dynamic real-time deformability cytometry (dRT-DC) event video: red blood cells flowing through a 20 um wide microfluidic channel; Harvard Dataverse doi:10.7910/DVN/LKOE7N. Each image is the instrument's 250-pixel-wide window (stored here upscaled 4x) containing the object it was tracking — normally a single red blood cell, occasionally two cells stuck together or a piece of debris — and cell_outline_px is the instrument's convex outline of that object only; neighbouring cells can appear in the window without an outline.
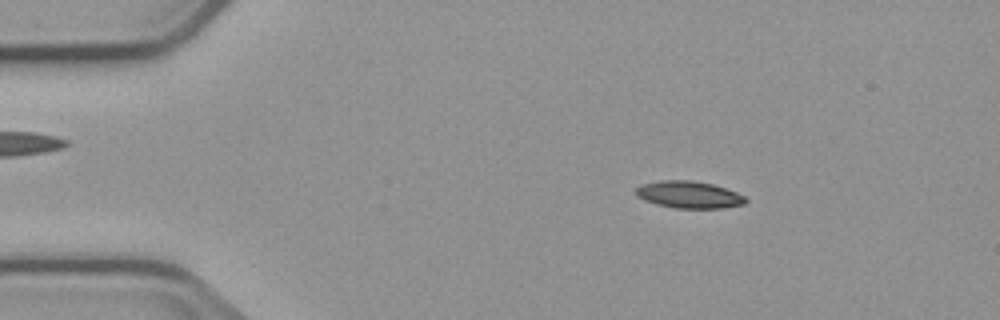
{"species": "common noctule bat (a hibernating species)", "species_latin": "Nyctalus noctula", "temperature_condition": "cold", "stored_images_in_passage": 3, "camera_frame_rate_fps": 3000, "um_per_image_px": 0.085, "animal": {"sex": "male", "body_mass_g": 23.1, "forearm_length_mm": 52.7}, "frame": {"image": 1, "passage_image": 2, "time_ms": 1.333, "image_size_px": [1000, 320], "cell_outline_px": [[748, 200], [744, 204], [724, 208], [676, 208], [656, 204], [644, 200], [636, 196], [636, 188], [640, 184], [660, 180], [692, 180], [712, 184], [736, 192], [744, 196]], "centroid_in_image_um": [58.54, 16.54], "position_along_channel_um": 26.5, "area_um2": 17.34}}